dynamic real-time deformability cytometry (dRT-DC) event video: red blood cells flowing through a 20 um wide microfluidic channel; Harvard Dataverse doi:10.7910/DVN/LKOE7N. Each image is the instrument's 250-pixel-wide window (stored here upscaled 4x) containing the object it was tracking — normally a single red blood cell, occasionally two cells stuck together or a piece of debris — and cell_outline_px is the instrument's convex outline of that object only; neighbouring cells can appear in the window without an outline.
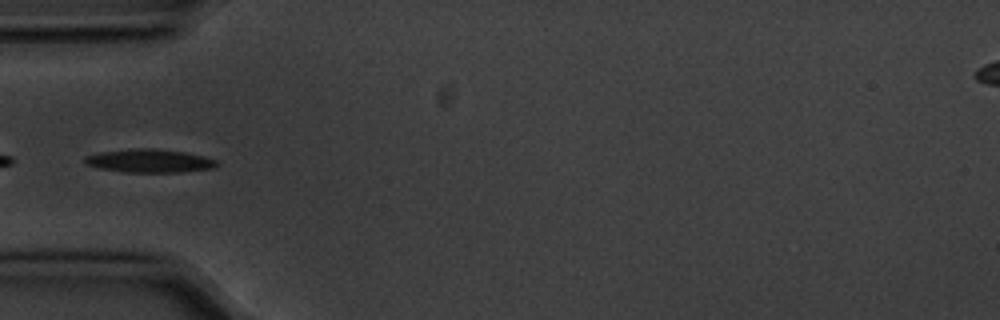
{"species": "common noctule bat (a hibernating species)", "species_latin": "Nyctalus noctula", "temperature_condition": "cold", "stored_images_in_passage": 11, "camera_frame_rate_fps": 3000, "um_per_image_px": 0.085, "animal": {"sex": "male", "body_mass_g": 20.1, "forearm_length_mm": 53.5}, "frame": {"image": 1, "passage_image": 1, "time_ms": 0.0, "image_size_px": [1000, 320], "cell_outline_px": [[220, 164], [216, 168], [180, 172], [124, 172], [100, 168], [84, 164], [84, 156], [100, 152], [128, 148], [152, 148], [184, 152], [204, 156], [216, 160]], "centroid_in_image_um": [12.7, 13.67], "position_along_channel_um": 72.3, "area_um2": 18.15}}
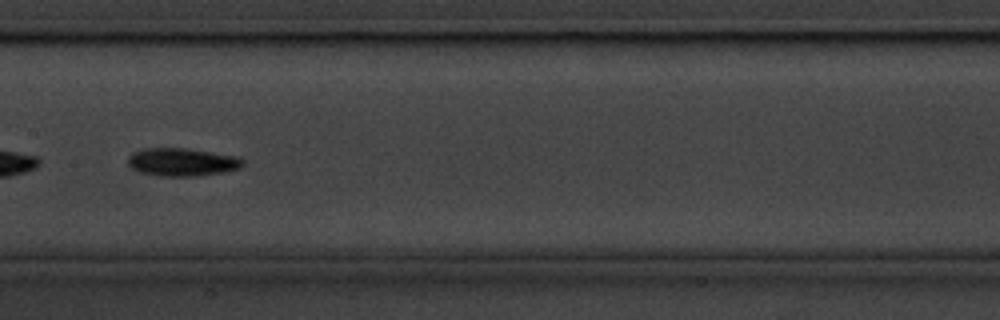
{"frame": {"image": 2, "passage_image": 4, "time_ms": 1.0, "image_size_px": [1000, 320], "cell_outline_px": [[244, 164], [240, 168], [224, 172], [196, 176], [156, 176], [140, 172], [132, 168], [128, 164], [128, 156], [132, 152], [144, 148], [184, 148], [240, 156], [244, 160]], "centroid_in_image_um": [15.49, 13.77], "position_along_channel_um": 191.9, "area_um2": 18.96}}
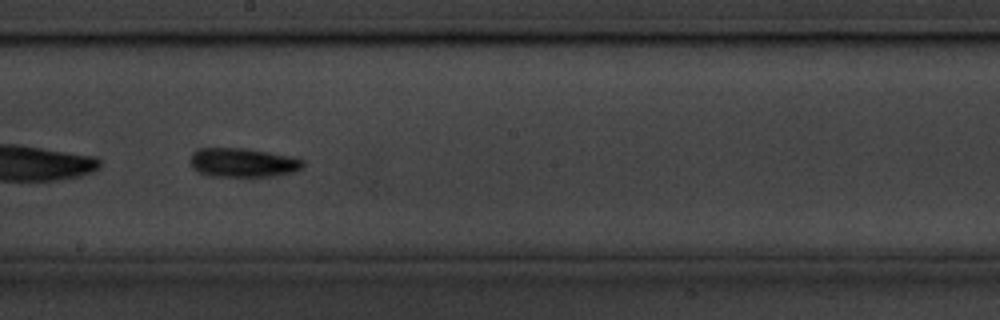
{"frame": {"image": 3, "passage_image": 5, "time_ms": 1.333, "image_size_px": [1000, 320], "cell_outline_px": [[304, 168], [296, 172], [276, 176], [216, 176], [200, 172], [192, 164], [192, 156], [196, 152], [204, 148], [244, 148], [268, 152], [288, 156], [304, 160]], "centroid_in_image_um": [20.77, 13.83], "position_along_channel_um": 227.4, "area_um2": 18.67}}